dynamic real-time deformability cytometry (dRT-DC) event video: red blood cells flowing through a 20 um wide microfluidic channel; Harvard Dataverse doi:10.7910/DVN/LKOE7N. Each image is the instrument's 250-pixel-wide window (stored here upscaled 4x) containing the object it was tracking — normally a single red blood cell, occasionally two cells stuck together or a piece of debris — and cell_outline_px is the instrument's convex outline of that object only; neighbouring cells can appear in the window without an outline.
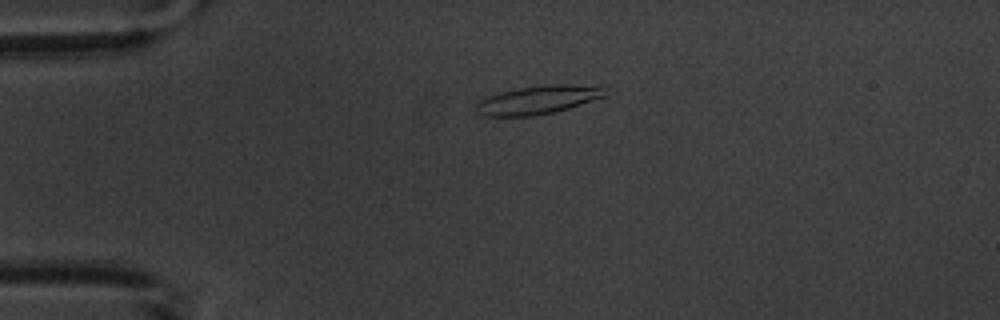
{"species": "common noctule bat (a hibernating species)", "species_latin": "Nyctalus noctula", "temperature_condition": "warm", "stored_images_in_passage": 5, "camera_frame_rate_fps": 3000, "um_per_image_px": 0.085, "animal": {"sex": "male", "body_mass_g": 20.1, "forearm_length_mm": 53.5}, "frame": {"image": 1, "passage_image": 4, "time_ms": 3.667, "image_size_px": [1000, 320], "cell_outline_px": [[608, 96], [556, 112], [532, 116], [480, 116], [476, 112], [476, 104], [484, 96], [500, 92], [520, 88], [548, 84], [608, 84]], "centroid_in_image_um": [45.86, 8.46], "position_along_channel_um": 39.1, "area_um2": 22.25}}